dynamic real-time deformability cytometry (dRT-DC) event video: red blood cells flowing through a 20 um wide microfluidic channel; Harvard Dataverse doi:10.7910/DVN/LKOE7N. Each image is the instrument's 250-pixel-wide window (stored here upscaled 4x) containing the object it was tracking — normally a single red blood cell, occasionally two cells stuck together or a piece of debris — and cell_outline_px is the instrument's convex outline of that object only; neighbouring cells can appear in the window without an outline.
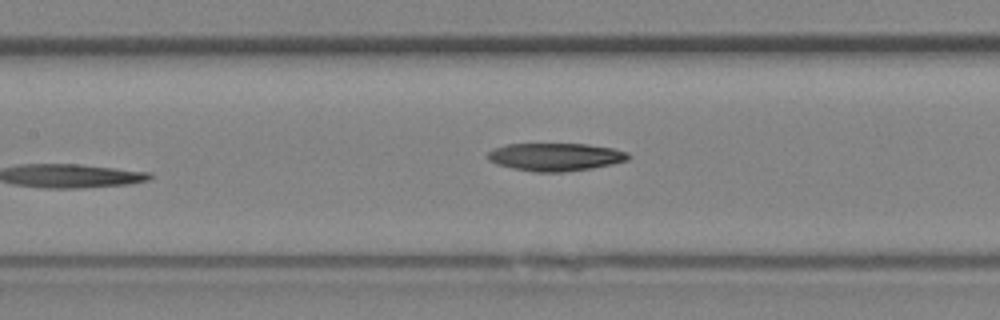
{"species": "Egyptian fruit bat (a non-hibernating species)", "species_latin": "Rousettus aegyptiacus", "temperature_condition": "room temperature", "stored_images_in_passage": 12, "camera_frame_rate_fps": 3000, "um_per_image_px": 0.085, "animal": {"sex": "female"}, "frame": {"image": 1, "passage_image": 12, "time_ms": 3.667, "image_size_px": [1000, 320], "cell_outline_px": [[628, 160], [612, 164], [592, 168], [564, 172], [532, 172], [512, 168], [496, 164], [488, 160], [488, 152], [504, 144], [588, 144], [612, 148], [628, 152]], "centroid_in_image_um": [47.19, 13.34], "position_along_channel_um": 160.2, "area_um2": 22.83}}